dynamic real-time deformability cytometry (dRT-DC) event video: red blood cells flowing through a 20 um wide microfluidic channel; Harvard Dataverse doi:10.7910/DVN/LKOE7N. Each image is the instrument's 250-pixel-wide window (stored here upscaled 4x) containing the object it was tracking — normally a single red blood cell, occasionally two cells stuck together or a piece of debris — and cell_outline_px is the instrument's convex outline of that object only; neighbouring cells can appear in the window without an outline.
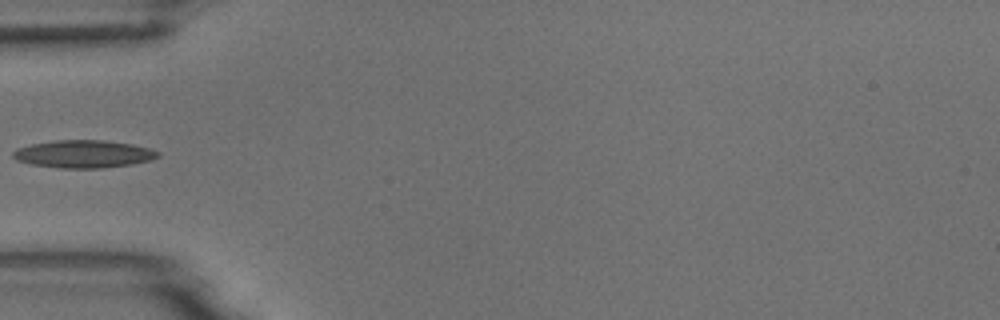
{"species": "common noctule bat (a hibernating species)", "species_latin": "Nyctalus noctula", "temperature_condition": "room temperature", "stored_images_in_passage": 2, "camera_frame_rate_fps": 3000, "um_per_image_px": 0.085, "animal": {"sex": "male", "body_mass_g": 18.8}, "frame": {"image": 1, "passage_image": 1, "time_ms": 0.0, "image_size_px": [1000, 320], "cell_outline_px": [[160, 156], [148, 160], [132, 164], [100, 168], [60, 168], [32, 164], [16, 160], [12, 156], [12, 152], [16, 148], [32, 144], [56, 140], [100, 140], [132, 144], [148, 148], [160, 152]], "centroid_in_image_um": [7.07, 13.09], "position_along_channel_um": 77.9, "area_um2": 23.18}}